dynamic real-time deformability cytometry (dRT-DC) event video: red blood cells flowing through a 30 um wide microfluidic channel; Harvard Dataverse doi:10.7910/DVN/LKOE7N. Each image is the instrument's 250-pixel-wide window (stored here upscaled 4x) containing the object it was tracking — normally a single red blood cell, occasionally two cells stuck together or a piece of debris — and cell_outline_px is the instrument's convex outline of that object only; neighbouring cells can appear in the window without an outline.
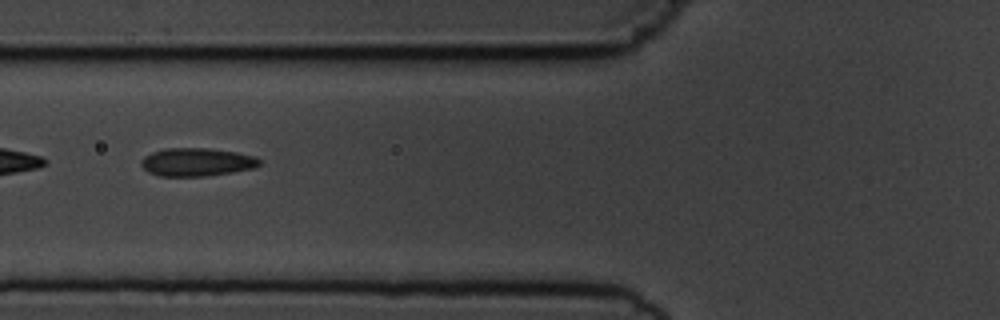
{"species": "common noctule bat (a hibernating species)", "species_latin": "Nyctalus noctula", "temperature_condition": "cold", "stored_images_in_passage": 3, "camera_frame_rate_fps": 3000, "um_per_image_px": 0.085, "animal": {"sex": "male", "body_mass_g": 19.5, "forearm_length_mm": 54.6}, "frame": {"image": 1, "passage_image": 3, "time_ms": 2.333, "image_size_px": [1000, 320], "cell_outline_px": [[260, 164], [256, 168], [232, 172], [204, 176], [160, 176], [148, 172], [140, 164], [140, 160], [144, 156], [152, 152], [164, 148], [208, 148], [236, 152], [252, 156], [260, 160]], "centroid_in_image_um": [16.69, 13.77], "position_along_channel_um": 109.1, "area_um2": 19.42}}